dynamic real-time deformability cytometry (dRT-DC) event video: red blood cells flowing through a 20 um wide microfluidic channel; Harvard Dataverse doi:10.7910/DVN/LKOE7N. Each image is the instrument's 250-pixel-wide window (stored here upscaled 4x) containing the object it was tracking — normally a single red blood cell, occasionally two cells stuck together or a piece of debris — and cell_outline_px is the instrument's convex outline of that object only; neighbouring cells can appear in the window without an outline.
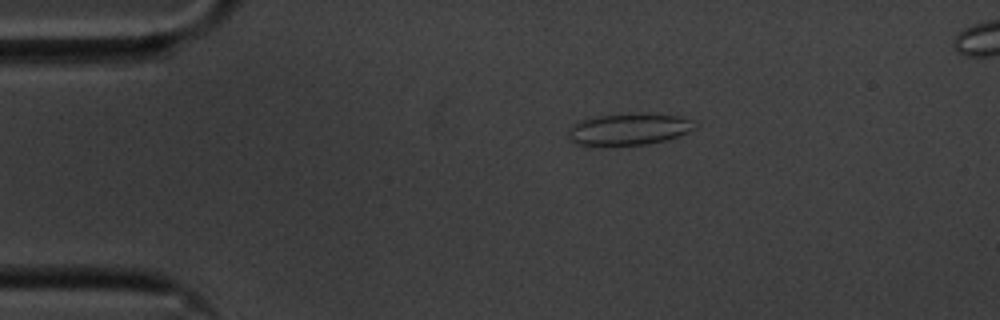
{"species": "common noctule bat (a hibernating species)", "species_latin": "Nyctalus noctula", "temperature_condition": "cold", "stored_images_in_passage": 47, "camera_frame_rate_fps": 3000, "um_per_image_px": 0.085, "animal": {"sex": "male", "body_mass_g": 20.1, "forearm_length_mm": 53.5}, "frame": {"image": 1, "passage_image": 2, "time_ms": 0.333, "image_size_px": [1000, 320], "cell_outline_px": [[696, 128], [688, 132], [664, 140], [648, 144], [576, 144], [568, 136], [568, 132], [572, 124], [576, 120], [600, 116], [680, 116], [696, 124]], "centroid_in_image_um": [53.4, 11.01], "position_along_channel_um": 31.6, "area_um2": 21.91}}
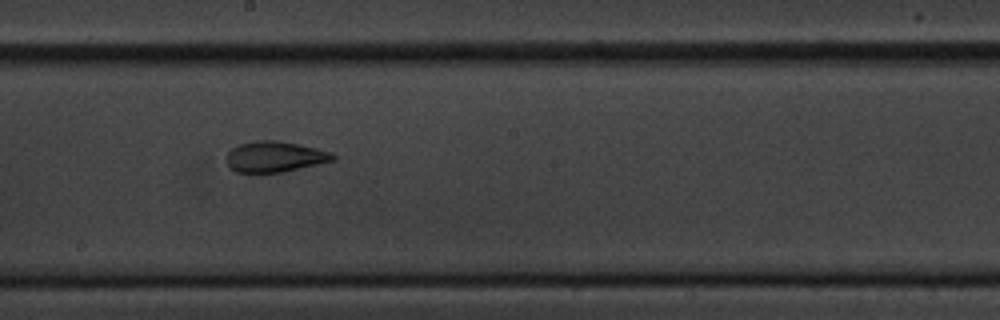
{"frame": {"image": 2, "passage_image": 22, "time_ms": 7.0, "image_size_px": [1000, 320], "cell_outline_px": [[336, 160], [284, 172], [236, 172], [228, 168], [228, 152], [232, 148], [240, 144], [256, 140], [276, 140], [316, 148], [332, 152], [336, 156]], "centroid_in_image_um": [23.38, 13.32], "position_along_channel_um": 224.8, "area_um2": 19.02}}
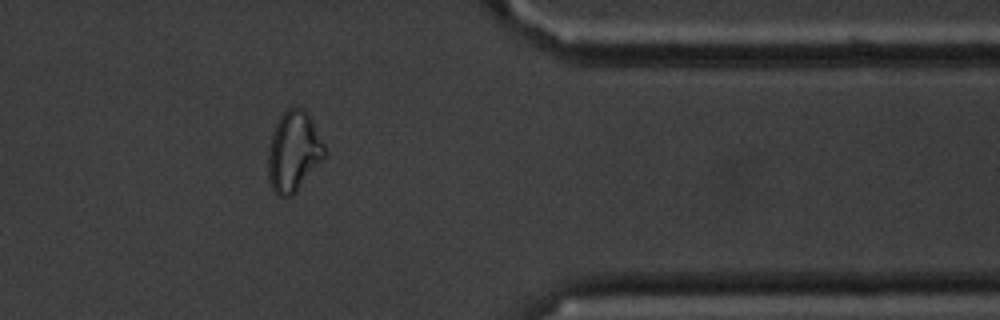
{"frame": {"image": 3, "passage_image": 37, "time_ms": 12.0, "image_size_px": [1000, 320], "cell_outline_px": [[328, 152], [296, 192], [292, 196], [276, 196], [268, 180], [268, 148], [272, 132], [280, 116], [288, 108], [304, 108], [308, 112]], "centroid_in_image_um": [24.95, 12.89], "position_along_channel_um": 386.5, "area_um2": 26.47}, "authors_computed_cell_mechanics": {"area_um2": 20.4034, "velocity_mm_per_s": 3.5546, "shape_relaxation_time_tau1_ms": 10.5124, "shape_relaxation_time_tau2_ms": 2.4433, "deformation_change_tau1": 0.1676, "deformation_change_tau2": 0.0705}}